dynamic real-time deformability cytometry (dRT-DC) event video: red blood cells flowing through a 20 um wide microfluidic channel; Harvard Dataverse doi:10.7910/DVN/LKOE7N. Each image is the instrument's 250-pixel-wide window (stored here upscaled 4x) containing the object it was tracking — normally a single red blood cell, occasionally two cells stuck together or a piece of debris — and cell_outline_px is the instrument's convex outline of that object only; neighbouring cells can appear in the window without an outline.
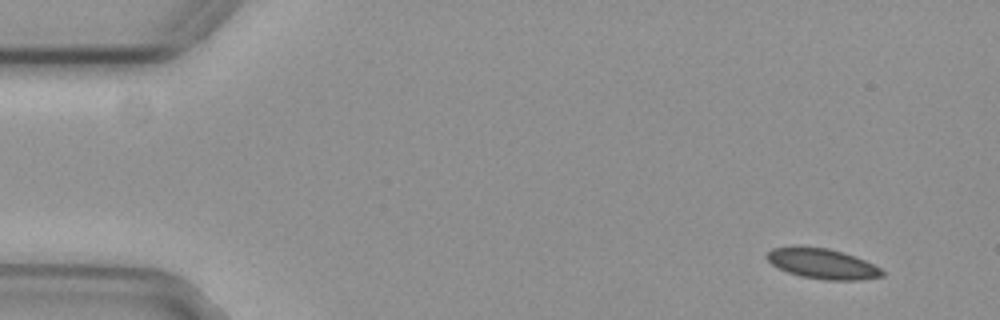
{"species": "common noctule bat (a hibernating species)", "species_latin": "Nyctalus noctula", "temperature_condition": "cold", "stored_images_in_passage": 55, "camera_frame_rate_fps": 3000, "um_per_image_px": 0.085, "animal": {"sex": "female", "body_mass_g": 29.2, "forearm_length_mm": 56.3}, "frame": {"image": 1, "passage_image": 4, "time_ms": 1.0, "image_size_px": [1000, 320], "cell_outline_px": [[884, 276], [860, 280], [824, 280], [800, 276], [788, 272], [772, 264], [764, 256], [772, 248], [828, 248], [844, 252], [856, 256], [880, 268], [884, 272]], "centroid_in_image_um": [69.95, 22.44], "position_along_channel_um": 15.1, "area_um2": 19.94}}
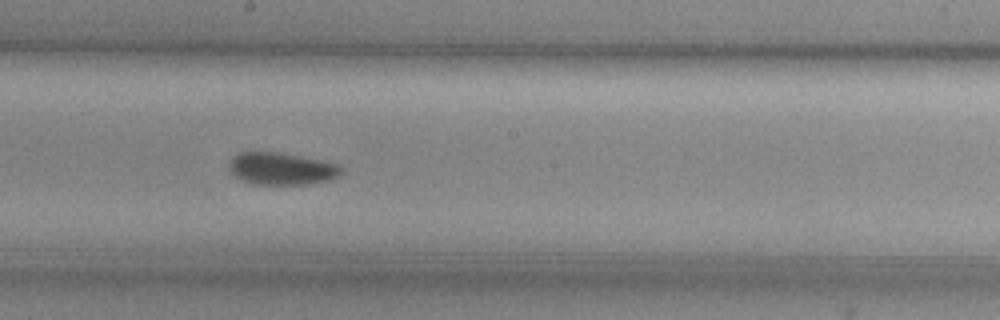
{"frame": {"image": 2, "passage_image": 30, "time_ms": 9.667, "image_size_px": [1000, 320], "cell_outline_px": [[344, 172], [340, 176], [332, 180], [308, 184], [252, 184], [228, 172], [228, 164], [232, 156], [240, 152], [280, 152], [340, 164], [344, 168]], "centroid_in_image_um": [23.96, 14.34], "position_along_channel_um": 224.2, "area_um2": 21.44}}
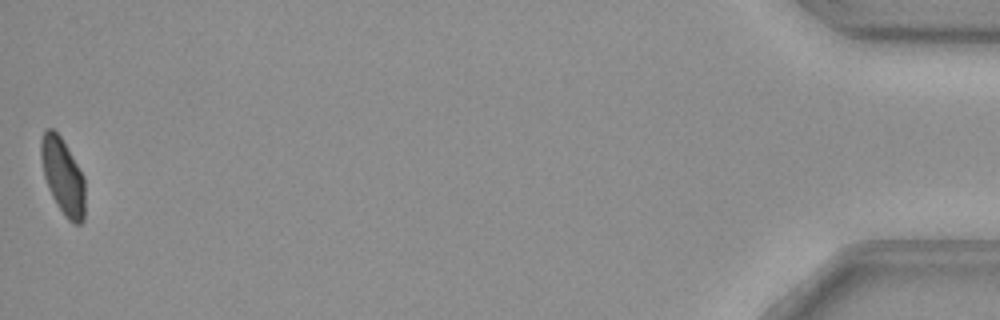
{"frame": {"image": 3, "passage_image": 55, "time_ms": 18.0, "image_size_px": [1000, 320], "cell_outline_px": [[84, 220], [80, 224], [72, 224], [64, 216], [56, 204], [48, 188], [44, 176], [40, 156], [40, 140], [44, 132], [48, 128], [52, 128], [60, 136], [84, 176]], "centroid_in_image_um": [5.33, 15.01], "position_along_channel_um": 429.9, "area_um2": 19.54}, "authors_computed_cell_mechanics": {"area_um2": 20.9814, "velocity_mm_per_s": 3.7031, "shape_relaxation_time_tau1_ms": 6.1943, "shape_relaxation_time_tau2_ms": null, "deformation_change_tau1": 0.106, "deformation_change_tau2": null}}